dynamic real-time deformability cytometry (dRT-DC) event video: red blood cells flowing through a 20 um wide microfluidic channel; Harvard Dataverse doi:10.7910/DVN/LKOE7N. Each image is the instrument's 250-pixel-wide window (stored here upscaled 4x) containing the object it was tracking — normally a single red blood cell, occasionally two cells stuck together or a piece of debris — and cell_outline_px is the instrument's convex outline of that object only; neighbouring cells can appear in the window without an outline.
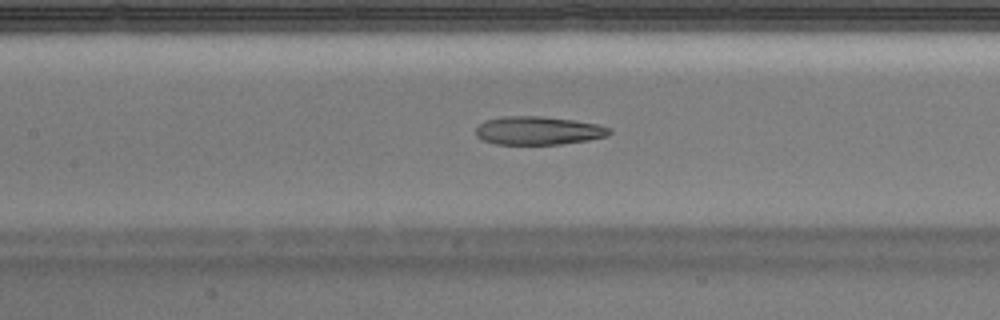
{"species": "Egyptian fruit bat (a non-hibernating species)", "species_latin": "Rousettus aegyptiacus", "temperature_condition": "warm", "stored_images_in_passage": 16, "camera_frame_rate_fps": 3000, "um_per_image_px": 0.085, "animal": {"sex": "male"}, "frame": {"image": 1, "passage_image": 14, "time_ms": 4.333, "image_size_px": [1000, 320], "cell_outline_px": [[612, 132], [608, 136], [588, 140], [560, 144], [496, 144], [484, 140], [476, 136], [476, 128], [484, 120], [504, 116], [540, 116], [572, 120], [596, 124], [612, 128]], "centroid_in_image_um": [45.76, 11.1], "position_along_channel_um": 161.6, "area_um2": 22.02}}